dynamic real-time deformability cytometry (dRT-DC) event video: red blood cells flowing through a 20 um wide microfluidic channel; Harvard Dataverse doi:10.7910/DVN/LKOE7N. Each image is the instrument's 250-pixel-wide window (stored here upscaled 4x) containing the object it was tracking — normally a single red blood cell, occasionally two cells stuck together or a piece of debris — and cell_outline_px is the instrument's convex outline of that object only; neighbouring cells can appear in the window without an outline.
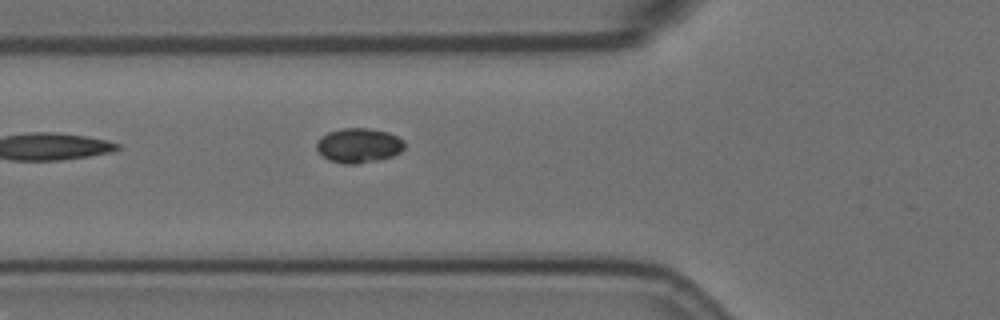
{"species": "Egyptian fruit bat (a non-hibernating species)", "species_latin": "Rousettus aegyptiacus", "temperature_condition": "room temperature", "stored_images_in_passage": 5, "camera_frame_rate_fps": 3000, "um_per_image_px": 0.085, "animal": {"sex": "female"}, "frame": {"image": 1, "passage_image": 5, "time_ms": 5.667, "image_size_px": [1000, 320], "cell_outline_px": [[404, 148], [400, 152], [392, 156], [380, 160], [356, 164], [344, 164], [328, 160], [316, 148], [316, 140], [320, 136], [328, 132], [340, 128], [372, 128], [388, 132], [404, 140]], "centroid_in_image_um": [30.48, 12.35], "position_along_channel_um": 95.3, "area_um2": 17.98}}